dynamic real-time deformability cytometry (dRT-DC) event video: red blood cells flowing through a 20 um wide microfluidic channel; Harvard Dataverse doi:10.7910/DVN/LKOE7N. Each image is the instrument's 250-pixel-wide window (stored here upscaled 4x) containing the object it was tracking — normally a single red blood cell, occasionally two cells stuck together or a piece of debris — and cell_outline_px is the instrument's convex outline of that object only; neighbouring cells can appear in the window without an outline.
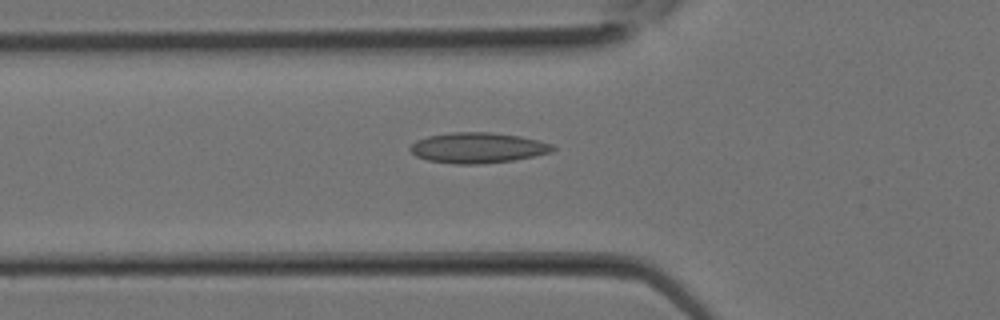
{"species": "Egyptian fruit bat (a non-hibernating species)", "species_latin": "Rousettus aegyptiacus", "temperature_condition": "room temperature", "stored_images_in_passage": 14, "camera_frame_rate_fps": 3000, "um_per_image_px": 0.085, "animal": {"sex": "female"}, "frame": {"image": 1, "passage_image": 10, "time_ms": 3.0, "image_size_px": [1000, 320], "cell_outline_px": [[556, 148], [552, 152], [512, 160], [480, 164], [456, 164], [428, 160], [416, 156], [408, 148], [416, 140], [428, 136], [452, 132], [488, 132], [520, 136], [540, 140], [552, 144]], "centroid_in_image_um": [40.61, 12.56], "position_along_channel_um": 85.2, "area_um2": 25.26}}
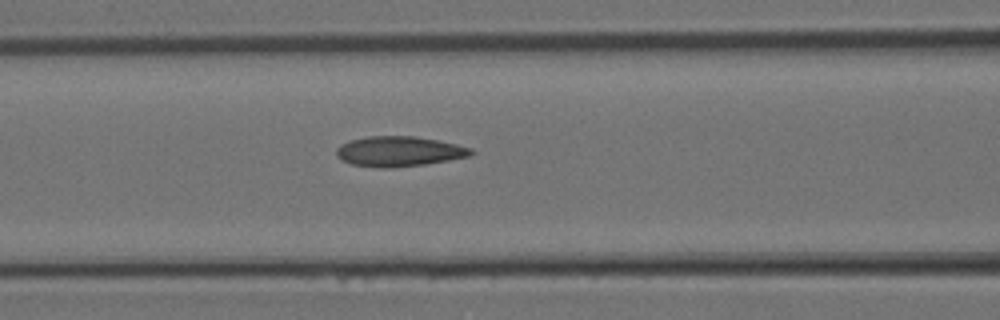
{"frame": {"image": 2, "passage_image": 12, "time_ms": 3.667, "image_size_px": [1000, 320], "cell_outline_px": [[476, 152], [472, 156], [424, 164], [392, 168], [380, 168], [352, 164], [340, 160], [336, 156], [336, 148], [340, 144], [348, 140], [368, 136], [416, 136], [456, 144], [472, 148]], "centroid_in_image_um": [33.9, 12.87], "position_along_channel_um": 132.7, "area_um2": 23.87}}
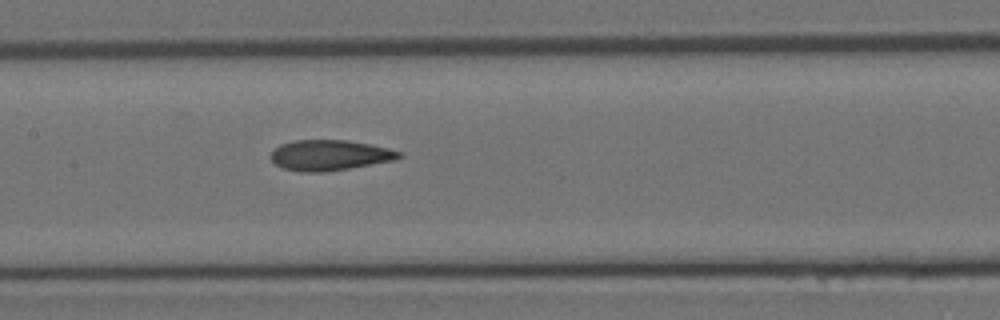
{"frame": {"image": 3, "passage_image": 14, "time_ms": 4.333, "image_size_px": [1000, 320], "cell_outline_px": [[404, 156], [396, 160], [324, 172], [300, 172], [284, 168], [276, 164], [272, 160], [272, 152], [280, 144], [292, 140], [348, 140], [388, 148], [400, 152]], "centroid_in_image_um": [28.03, 13.19], "position_along_channel_um": 179.4, "area_um2": 22.66}}